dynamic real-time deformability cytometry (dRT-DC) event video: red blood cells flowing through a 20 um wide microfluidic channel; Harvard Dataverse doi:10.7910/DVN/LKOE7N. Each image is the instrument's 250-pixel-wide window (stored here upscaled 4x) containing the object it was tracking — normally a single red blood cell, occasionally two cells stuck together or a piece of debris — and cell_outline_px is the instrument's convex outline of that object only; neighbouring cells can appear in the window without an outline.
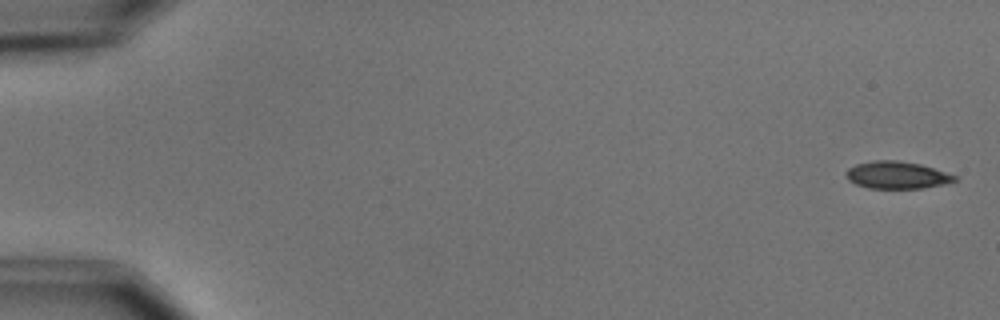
{"species": "common noctule bat (a hibernating species)", "species_latin": "Nyctalus noctula", "temperature_condition": "cold", "stored_images_in_passage": 5, "camera_frame_rate_fps": 3000, "um_per_image_px": 0.085, "animal": {"sex": "male", "body_mass_g": 15.6}, "frame": {"image": 1, "passage_image": 1, "time_ms": 0.0, "image_size_px": [1000, 320], "cell_outline_px": [[956, 180], [944, 184], [920, 188], [868, 188], [856, 184], [848, 180], [844, 172], [848, 168], [856, 164], [872, 160], [896, 160], [920, 164], [956, 176]], "centroid_in_image_um": [76.17, 14.87], "position_along_channel_um": 8.8, "area_um2": 17.11}}
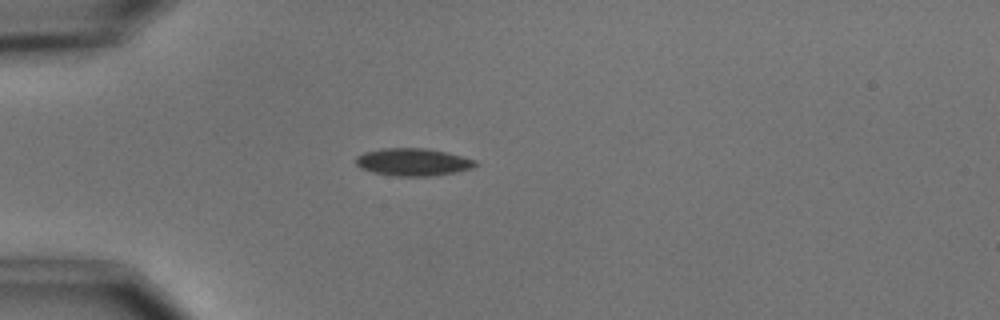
{"frame": {"image": 2, "passage_image": 5, "time_ms": 4.667, "image_size_px": [1000, 320], "cell_outline_px": [[480, 164], [472, 168], [456, 172], [432, 176], [396, 176], [372, 172], [360, 168], [356, 164], [356, 156], [364, 152], [380, 148], [428, 148], [476, 160]], "centroid_in_image_um": [35.09, 13.77], "position_along_channel_um": 49.9, "area_um2": 19.25}}